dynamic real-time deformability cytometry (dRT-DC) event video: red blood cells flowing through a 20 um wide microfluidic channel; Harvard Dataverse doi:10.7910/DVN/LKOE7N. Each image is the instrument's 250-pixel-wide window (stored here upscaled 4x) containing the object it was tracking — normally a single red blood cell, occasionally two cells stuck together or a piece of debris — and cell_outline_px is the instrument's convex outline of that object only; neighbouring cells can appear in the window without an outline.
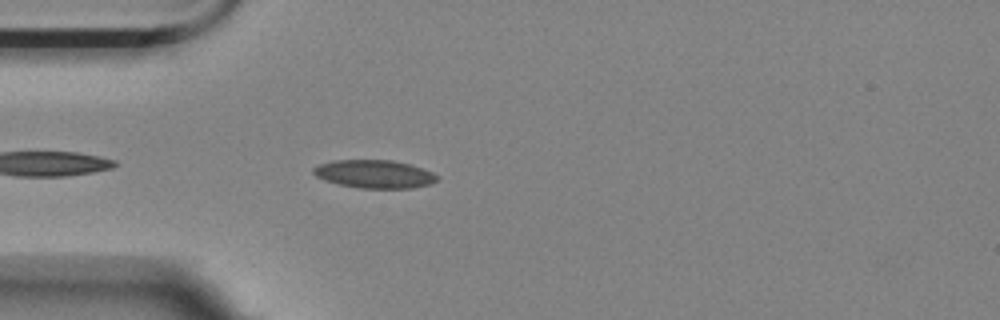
{"species": "Egyptian fruit bat (a non-hibernating species)", "species_latin": "Rousettus aegyptiacus", "temperature_condition": "room temperature", "stored_images_in_passage": 27, "camera_frame_rate_fps": 3000, "um_per_image_px": 0.085, "animal": {"sex": "female"}, "frame": {"image": 1, "passage_image": 4, "time_ms": 1.0, "image_size_px": [1000, 320], "cell_outline_px": [[440, 176], [436, 180], [428, 184], [412, 188], [360, 188], [340, 184], [324, 180], [316, 176], [312, 172], [312, 168], [320, 164], [332, 160], [392, 160], [412, 164], [432, 172]], "centroid_in_image_um": [31.82, 14.78], "position_along_channel_um": 53.2, "area_um2": 20.29}}
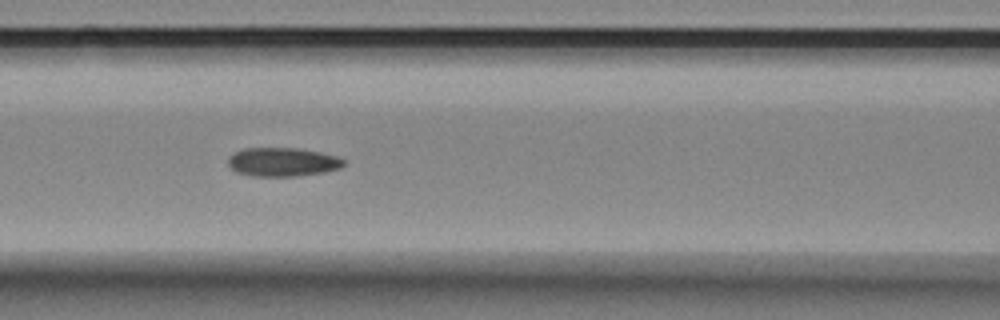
{"frame": {"image": 2, "passage_image": 12, "time_ms": 3.667, "image_size_px": [1000, 320], "cell_outline_px": [[344, 164], [340, 168], [324, 172], [296, 176], [252, 176], [236, 172], [228, 164], [228, 156], [244, 148], [296, 148], [320, 152], [336, 156], [344, 160]], "centroid_in_image_um": [24.0, 13.77], "position_along_channel_um": 142.6, "area_um2": 19.31}}
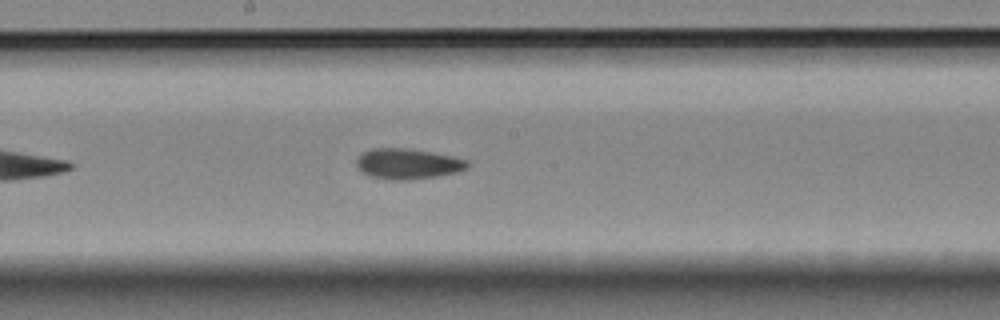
{"frame": {"image": 3, "passage_image": 18, "time_ms": 5.667, "image_size_px": [1000, 320], "cell_outline_px": [[472, 164], [468, 168], [456, 172], [436, 176], [408, 180], [388, 180], [368, 176], [360, 172], [356, 168], [356, 160], [364, 152], [372, 148], [404, 148], [432, 152], [452, 156], [468, 160]], "centroid_in_image_um": [34.64, 13.93], "position_along_channel_um": 213.6, "area_um2": 19.94}}